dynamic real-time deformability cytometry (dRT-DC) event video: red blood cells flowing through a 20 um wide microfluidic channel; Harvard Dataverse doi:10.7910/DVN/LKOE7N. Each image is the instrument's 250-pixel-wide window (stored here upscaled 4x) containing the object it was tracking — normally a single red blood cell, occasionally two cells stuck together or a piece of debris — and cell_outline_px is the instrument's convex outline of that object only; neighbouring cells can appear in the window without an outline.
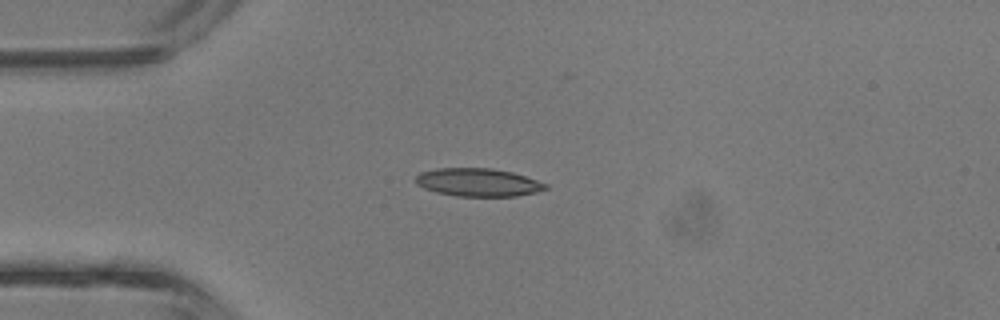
{"species": "common noctule bat (a hibernating species)", "species_latin": "Nyctalus noctula", "temperature_condition": "room temperature", "stored_images_in_passage": 3, "camera_frame_rate_fps": 3000, "um_per_image_px": 0.085, "animal": {"sex": "male", "body_mass_g": 13.3}, "frame": {"image": 1, "passage_image": 3, "time_ms": 0.667, "image_size_px": [1000, 320], "cell_outline_px": [[548, 188], [536, 192], [516, 196], [456, 196], [436, 192], [424, 188], [416, 184], [416, 176], [420, 172], [436, 168], [492, 168], [512, 172], [548, 184]], "centroid_in_image_um": [40.62, 15.5], "position_along_channel_um": 44.4, "area_um2": 21.21}}